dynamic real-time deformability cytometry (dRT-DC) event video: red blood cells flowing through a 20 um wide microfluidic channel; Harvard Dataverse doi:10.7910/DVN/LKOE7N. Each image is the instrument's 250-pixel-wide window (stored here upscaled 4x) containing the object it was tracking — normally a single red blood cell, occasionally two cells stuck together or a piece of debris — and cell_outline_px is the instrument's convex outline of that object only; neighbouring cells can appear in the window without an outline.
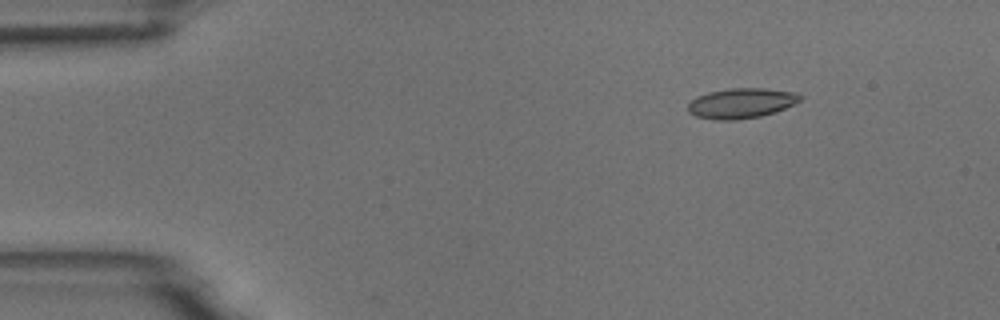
{"species": "common noctule bat (a hibernating species)", "species_latin": "Nyctalus noctula", "temperature_condition": "room temperature", "stored_images_in_passage": 3, "camera_frame_rate_fps": 3000, "um_per_image_px": 0.085, "animal": {"sex": "male", "body_mass_g": 18.8}, "frame": {"image": 1, "passage_image": 1, "time_ms": 0.0, "image_size_px": [1000, 320], "cell_outline_px": [[804, 96], [800, 100], [776, 112], [760, 116], [736, 120], [716, 120], [696, 116], [688, 112], [688, 104], [696, 96], [708, 92], [728, 88], [764, 88], [796, 92]], "centroid_in_image_um": [63.0, 8.76], "position_along_channel_um": 22.0, "area_um2": 19.77}}